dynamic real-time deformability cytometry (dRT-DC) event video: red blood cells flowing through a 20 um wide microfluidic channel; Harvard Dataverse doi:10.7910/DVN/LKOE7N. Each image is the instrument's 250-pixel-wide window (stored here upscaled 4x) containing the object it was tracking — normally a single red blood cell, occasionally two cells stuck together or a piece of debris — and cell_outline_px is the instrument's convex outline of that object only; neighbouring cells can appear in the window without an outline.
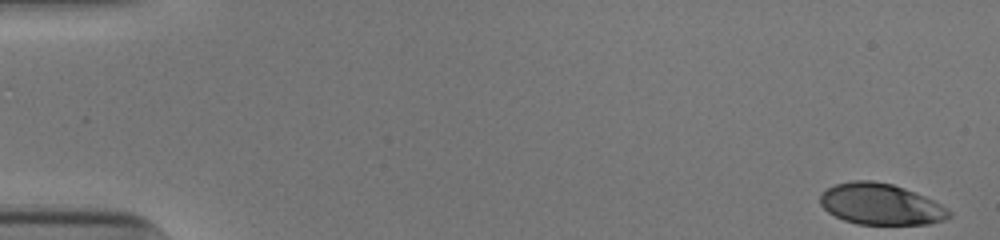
{"species": "human", "species_latin": "Homo sapiens", "temperature_condition": "cold", "stored_images_in_passage": 52, "camera_frame_rate_fps": 3000, "um_per_image_px": 0.085, "donor": {"sex": "male"}, "frame": {"image": 1, "passage_image": 1, "time_ms": 0.0, "image_size_px": [1000, 240], "cell_outline_px": [[952, 216], [944, 220], [928, 224], [856, 224], [844, 220], [828, 212], [820, 204], [820, 196], [828, 188], [836, 184], [852, 180], [872, 180], [892, 184], [904, 188], [924, 196], [940, 204], [952, 212]], "centroid_in_image_um": [74.87, 17.36], "position_along_channel_um": 10.1, "area_um2": 30.81}}
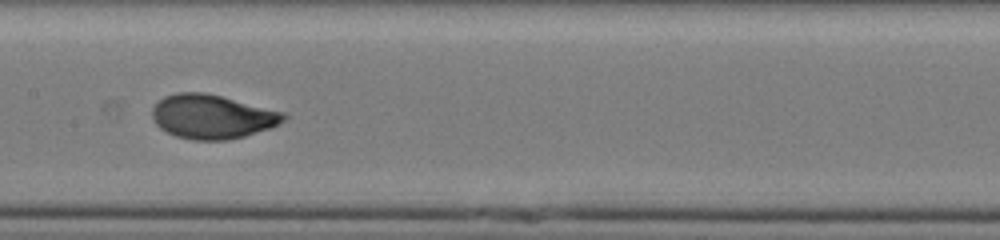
{"frame": {"image": 2, "passage_image": 27, "time_ms": 8.667, "image_size_px": [1000, 240], "cell_outline_px": [[288, 116], [280, 124], [272, 128], [244, 136], [228, 140], [192, 140], [176, 136], [160, 128], [156, 124], [152, 116], [152, 108], [164, 96], [176, 92], [204, 92], [284, 112]], "centroid_in_image_um": [18.04, 9.92], "position_along_channel_um": 189.4, "area_um2": 33.76}}
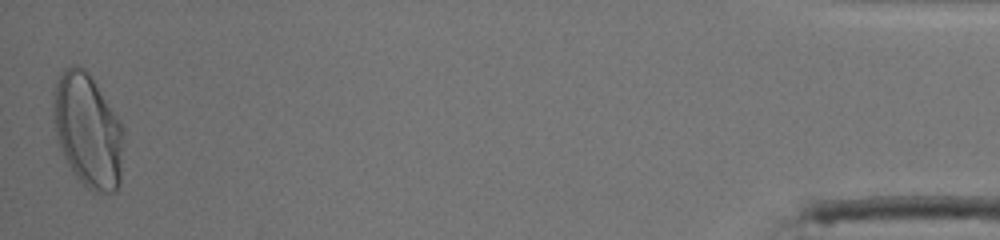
{"frame": {"image": 3, "passage_image": 52, "time_ms": 17.0, "image_size_px": [1000, 240], "cell_outline_px": [[124, 132], [120, 184], [112, 192], [96, 192], [88, 188], [76, 176], [68, 164], [64, 156], [56, 136], [56, 80], [64, 68], [72, 64], [76, 64], [84, 68], [88, 72], [124, 128]], "centroid_in_image_um": [7.51, 11.11], "position_along_channel_um": 427.7, "area_um2": 45.49}, "authors_computed_cell_mechanics": {"area_um2": 33.235, "velocity_mm_per_s": 3.8827, "shape_relaxation_time_tau1_ms": 3.2296, "shape_relaxation_time_tau2_ms": null, "deformation_change_tau1": 0.1612, "deformation_change_tau2": null}}